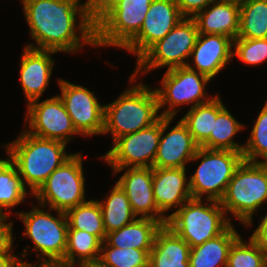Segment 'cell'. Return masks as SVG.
Returning <instances> with one entry per match:
<instances>
[{
  "instance_id": "obj_5",
  "label": "cell",
  "mask_w": 267,
  "mask_h": 267,
  "mask_svg": "<svg viewBox=\"0 0 267 267\" xmlns=\"http://www.w3.org/2000/svg\"><path fill=\"white\" fill-rule=\"evenodd\" d=\"M193 199L168 215L166 226L193 248L222 234L231 224L219 201ZM207 204V205H206Z\"/></svg>"
},
{
  "instance_id": "obj_14",
  "label": "cell",
  "mask_w": 267,
  "mask_h": 267,
  "mask_svg": "<svg viewBox=\"0 0 267 267\" xmlns=\"http://www.w3.org/2000/svg\"><path fill=\"white\" fill-rule=\"evenodd\" d=\"M60 95L76 131L81 136L101 135L104 129V105L94 92L58 78Z\"/></svg>"
},
{
  "instance_id": "obj_3",
  "label": "cell",
  "mask_w": 267,
  "mask_h": 267,
  "mask_svg": "<svg viewBox=\"0 0 267 267\" xmlns=\"http://www.w3.org/2000/svg\"><path fill=\"white\" fill-rule=\"evenodd\" d=\"M155 89L142 82L130 86L110 104L104 105L103 134L110 133L113 142L156 123L162 116Z\"/></svg>"
},
{
  "instance_id": "obj_17",
  "label": "cell",
  "mask_w": 267,
  "mask_h": 267,
  "mask_svg": "<svg viewBox=\"0 0 267 267\" xmlns=\"http://www.w3.org/2000/svg\"><path fill=\"white\" fill-rule=\"evenodd\" d=\"M172 121L173 118L161 117V136L153 168H186L199 148L181 119L166 134Z\"/></svg>"
},
{
  "instance_id": "obj_37",
  "label": "cell",
  "mask_w": 267,
  "mask_h": 267,
  "mask_svg": "<svg viewBox=\"0 0 267 267\" xmlns=\"http://www.w3.org/2000/svg\"><path fill=\"white\" fill-rule=\"evenodd\" d=\"M213 1L215 0H176V3L183 17L193 18Z\"/></svg>"
},
{
  "instance_id": "obj_25",
  "label": "cell",
  "mask_w": 267,
  "mask_h": 267,
  "mask_svg": "<svg viewBox=\"0 0 267 267\" xmlns=\"http://www.w3.org/2000/svg\"><path fill=\"white\" fill-rule=\"evenodd\" d=\"M219 94L212 96L206 103L199 104L189 109L181 118L188 127L194 141L200 146L213 132L214 120L217 114L225 107Z\"/></svg>"
},
{
  "instance_id": "obj_9",
  "label": "cell",
  "mask_w": 267,
  "mask_h": 267,
  "mask_svg": "<svg viewBox=\"0 0 267 267\" xmlns=\"http://www.w3.org/2000/svg\"><path fill=\"white\" fill-rule=\"evenodd\" d=\"M85 191L83 157L79 152L54 170L33 195L39 204L66 212L86 202Z\"/></svg>"
},
{
  "instance_id": "obj_2",
  "label": "cell",
  "mask_w": 267,
  "mask_h": 267,
  "mask_svg": "<svg viewBox=\"0 0 267 267\" xmlns=\"http://www.w3.org/2000/svg\"><path fill=\"white\" fill-rule=\"evenodd\" d=\"M66 145L58 140L33 136L24 130L16 140L3 147L17 167L24 186L29 187L30 195H33L50 174L73 155L66 152Z\"/></svg>"
},
{
  "instance_id": "obj_27",
  "label": "cell",
  "mask_w": 267,
  "mask_h": 267,
  "mask_svg": "<svg viewBox=\"0 0 267 267\" xmlns=\"http://www.w3.org/2000/svg\"><path fill=\"white\" fill-rule=\"evenodd\" d=\"M27 190L15 164L8 156L6 159H0V214L10 215V210L24 203L30 193ZM4 209L9 210L5 212Z\"/></svg>"
},
{
  "instance_id": "obj_41",
  "label": "cell",
  "mask_w": 267,
  "mask_h": 267,
  "mask_svg": "<svg viewBox=\"0 0 267 267\" xmlns=\"http://www.w3.org/2000/svg\"><path fill=\"white\" fill-rule=\"evenodd\" d=\"M22 259L13 253H0V267H18Z\"/></svg>"
},
{
  "instance_id": "obj_20",
  "label": "cell",
  "mask_w": 267,
  "mask_h": 267,
  "mask_svg": "<svg viewBox=\"0 0 267 267\" xmlns=\"http://www.w3.org/2000/svg\"><path fill=\"white\" fill-rule=\"evenodd\" d=\"M152 185L156 205L163 214L178 210L192 198L186 168H153Z\"/></svg>"
},
{
  "instance_id": "obj_31",
  "label": "cell",
  "mask_w": 267,
  "mask_h": 267,
  "mask_svg": "<svg viewBox=\"0 0 267 267\" xmlns=\"http://www.w3.org/2000/svg\"><path fill=\"white\" fill-rule=\"evenodd\" d=\"M102 241L78 229H68L65 259L74 265L99 260Z\"/></svg>"
},
{
  "instance_id": "obj_35",
  "label": "cell",
  "mask_w": 267,
  "mask_h": 267,
  "mask_svg": "<svg viewBox=\"0 0 267 267\" xmlns=\"http://www.w3.org/2000/svg\"><path fill=\"white\" fill-rule=\"evenodd\" d=\"M246 65L256 66L267 61V38L233 40V57Z\"/></svg>"
},
{
  "instance_id": "obj_33",
  "label": "cell",
  "mask_w": 267,
  "mask_h": 267,
  "mask_svg": "<svg viewBox=\"0 0 267 267\" xmlns=\"http://www.w3.org/2000/svg\"><path fill=\"white\" fill-rule=\"evenodd\" d=\"M151 250L115 248L102 242L99 260L108 267H149Z\"/></svg>"
},
{
  "instance_id": "obj_42",
  "label": "cell",
  "mask_w": 267,
  "mask_h": 267,
  "mask_svg": "<svg viewBox=\"0 0 267 267\" xmlns=\"http://www.w3.org/2000/svg\"><path fill=\"white\" fill-rule=\"evenodd\" d=\"M78 267H108V266L104 265L100 260H96L78 264Z\"/></svg>"
},
{
  "instance_id": "obj_34",
  "label": "cell",
  "mask_w": 267,
  "mask_h": 267,
  "mask_svg": "<svg viewBox=\"0 0 267 267\" xmlns=\"http://www.w3.org/2000/svg\"><path fill=\"white\" fill-rule=\"evenodd\" d=\"M267 257L259 245L250 237L245 242L239 236L231 245L226 267H265Z\"/></svg>"
},
{
  "instance_id": "obj_11",
  "label": "cell",
  "mask_w": 267,
  "mask_h": 267,
  "mask_svg": "<svg viewBox=\"0 0 267 267\" xmlns=\"http://www.w3.org/2000/svg\"><path fill=\"white\" fill-rule=\"evenodd\" d=\"M38 207L33 206L29 212L16 213L25 226L23 236L34 243L32 250L38 254L37 258L65 259L68 231L65 212L56 210L57 217H54L49 213L53 211L51 208L47 209L41 204H38Z\"/></svg>"
},
{
  "instance_id": "obj_16",
  "label": "cell",
  "mask_w": 267,
  "mask_h": 267,
  "mask_svg": "<svg viewBox=\"0 0 267 267\" xmlns=\"http://www.w3.org/2000/svg\"><path fill=\"white\" fill-rule=\"evenodd\" d=\"M126 171L116 183L126 193L132 210L138 217L152 218L166 225L168 215H164L157 207L153 193V168L126 167L112 168L113 175Z\"/></svg>"
},
{
  "instance_id": "obj_24",
  "label": "cell",
  "mask_w": 267,
  "mask_h": 267,
  "mask_svg": "<svg viewBox=\"0 0 267 267\" xmlns=\"http://www.w3.org/2000/svg\"><path fill=\"white\" fill-rule=\"evenodd\" d=\"M239 236L232 223L222 234L191 248L190 267H226L229 249Z\"/></svg>"
},
{
  "instance_id": "obj_23",
  "label": "cell",
  "mask_w": 267,
  "mask_h": 267,
  "mask_svg": "<svg viewBox=\"0 0 267 267\" xmlns=\"http://www.w3.org/2000/svg\"><path fill=\"white\" fill-rule=\"evenodd\" d=\"M162 224L155 219L137 217L128 225L106 234L105 243L115 248L151 250Z\"/></svg>"
},
{
  "instance_id": "obj_6",
  "label": "cell",
  "mask_w": 267,
  "mask_h": 267,
  "mask_svg": "<svg viewBox=\"0 0 267 267\" xmlns=\"http://www.w3.org/2000/svg\"><path fill=\"white\" fill-rule=\"evenodd\" d=\"M201 160L194 174L189 176V188L193 199L221 201L228 183L237 167L244 160L242 152L207 149L200 147L191 162Z\"/></svg>"
},
{
  "instance_id": "obj_4",
  "label": "cell",
  "mask_w": 267,
  "mask_h": 267,
  "mask_svg": "<svg viewBox=\"0 0 267 267\" xmlns=\"http://www.w3.org/2000/svg\"><path fill=\"white\" fill-rule=\"evenodd\" d=\"M267 203V163L243 160L228 183L220 201L231 222L232 215L242 225L251 227L254 212Z\"/></svg>"
},
{
  "instance_id": "obj_10",
  "label": "cell",
  "mask_w": 267,
  "mask_h": 267,
  "mask_svg": "<svg viewBox=\"0 0 267 267\" xmlns=\"http://www.w3.org/2000/svg\"><path fill=\"white\" fill-rule=\"evenodd\" d=\"M161 80V88H154L162 117L175 118L182 105L190 108L206 103L212 98L206 92L207 84L212 81L208 76L190 69L188 66L166 70ZM166 106V110L164 109Z\"/></svg>"
},
{
  "instance_id": "obj_38",
  "label": "cell",
  "mask_w": 267,
  "mask_h": 267,
  "mask_svg": "<svg viewBox=\"0 0 267 267\" xmlns=\"http://www.w3.org/2000/svg\"><path fill=\"white\" fill-rule=\"evenodd\" d=\"M261 222L258 227L251 233V237L265 253L267 257V212L266 215L260 217Z\"/></svg>"
},
{
  "instance_id": "obj_36",
  "label": "cell",
  "mask_w": 267,
  "mask_h": 267,
  "mask_svg": "<svg viewBox=\"0 0 267 267\" xmlns=\"http://www.w3.org/2000/svg\"><path fill=\"white\" fill-rule=\"evenodd\" d=\"M8 214L0 215V253H13V243H14V234H13V225L14 223L9 221Z\"/></svg>"
},
{
  "instance_id": "obj_21",
  "label": "cell",
  "mask_w": 267,
  "mask_h": 267,
  "mask_svg": "<svg viewBox=\"0 0 267 267\" xmlns=\"http://www.w3.org/2000/svg\"><path fill=\"white\" fill-rule=\"evenodd\" d=\"M193 19L199 34L223 35L235 40L239 32V0H215Z\"/></svg>"
},
{
  "instance_id": "obj_30",
  "label": "cell",
  "mask_w": 267,
  "mask_h": 267,
  "mask_svg": "<svg viewBox=\"0 0 267 267\" xmlns=\"http://www.w3.org/2000/svg\"><path fill=\"white\" fill-rule=\"evenodd\" d=\"M68 229H78L97 236L105 241L106 231L102 219V212L97 200L91 199L66 212Z\"/></svg>"
},
{
  "instance_id": "obj_22",
  "label": "cell",
  "mask_w": 267,
  "mask_h": 267,
  "mask_svg": "<svg viewBox=\"0 0 267 267\" xmlns=\"http://www.w3.org/2000/svg\"><path fill=\"white\" fill-rule=\"evenodd\" d=\"M190 246L169 227L157 231L149 253V267H190Z\"/></svg>"
},
{
  "instance_id": "obj_15",
  "label": "cell",
  "mask_w": 267,
  "mask_h": 267,
  "mask_svg": "<svg viewBox=\"0 0 267 267\" xmlns=\"http://www.w3.org/2000/svg\"><path fill=\"white\" fill-rule=\"evenodd\" d=\"M184 17L176 0H153L140 32L123 48L137 60L156 42L163 39Z\"/></svg>"
},
{
  "instance_id": "obj_26",
  "label": "cell",
  "mask_w": 267,
  "mask_h": 267,
  "mask_svg": "<svg viewBox=\"0 0 267 267\" xmlns=\"http://www.w3.org/2000/svg\"><path fill=\"white\" fill-rule=\"evenodd\" d=\"M101 201H98L106 234L128 225L137 218L126 193L116 183Z\"/></svg>"
},
{
  "instance_id": "obj_19",
  "label": "cell",
  "mask_w": 267,
  "mask_h": 267,
  "mask_svg": "<svg viewBox=\"0 0 267 267\" xmlns=\"http://www.w3.org/2000/svg\"><path fill=\"white\" fill-rule=\"evenodd\" d=\"M190 58L193 62L187 66L212 80L233 58V39L223 35L198 34Z\"/></svg>"
},
{
  "instance_id": "obj_29",
  "label": "cell",
  "mask_w": 267,
  "mask_h": 267,
  "mask_svg": "<svg viewBox=\"0 0 267 267\" xmlns=\"http://www.w3.org/2000/svg\"><path fill=\"white\" fill-rule=\"evenodd\" d=\"M238 38H267V0H240Z\"/></svg>"
},
{
  "instance_id": "obj_40",
  "label": "cell",
  "mask_w": 267,
  "mask_h": 267,
  "mask_svg": "<svg viewBox=\"0 0 267 267\" xmlns=\"http://www.w3.org/2000/svg\"><path fill=\"white\" fill-rule=\"evenodd\" d=\"M117 0H87L90 17L95 21L107 8Z\"/></svg>"
},
{
  "instance_id": "obj_12",
  "label": "cell",
  "mask_w": 267,
  "mask_h": 267,
  "mask_svg": "<svg viewBox=\"0 0 267 267\" xmlns=\"http://www.w3.org/2000/svg\"><path fill=\"white\" fill-rule=\"evenodd\" d=\"M161 136V118L151 126L117 138L101 156L111 168H153Z\"/></svg>"
},
{
  "instance_id": "obj_18",
  "label": "cell",
  "mask_w": 267,
  "mask_h": 267,
  "mask_svg": "<svg viewBox=\"0 0 267 267\" xmlns=\"http://www.w3.org/2000/svg\"><path fill=\"white\" fill-rule=\"evenodd\" d=\"M20 61V82L27 104L40 99L52 76L55 61L50 50H39L25 46Z\"/></svg>"
},
{
  "instance_id": "obj_8",
  "label": "cell",
  "mask_w": 267,
  "mask_h": 267,
  "mask_svg": "<svg viewBox=\"0 0 267 267\" xmlns=\"http://www.w3.org/2000/svg\"><path fill=\"white\" fill-rule=\"evenodd\" d=\"M153 0H117L95 21V46L123 49L139 32Z\"/></svg>"
},
{
  "instance_id": "obj_32",
  "label": "cell",
  "mask_w": 267,
  "mask_h": 267,
  "mask_svg": "<svg viewBox=\"0 0 267 267\" xmlns=\"http://www.w3.org/2000/svg\"><path fill=\"white\" fill-rule=\"evenodd\" d=\"M243 158L249 162L267 163V103L254 121L250 136L243 148ZM259 158L261 159L259 161Z\"/></svg>"
},
{
  "instance_id": "obj_39",
  "label": "cell",
  "mask_w": 267,
  "mask_h": 267,
  "mask_svg": "<svg viewBox=\"0 0 267 267\" xmlns=\"http://www.w3.org/2000/svg\"><path fill=\"white\" fill-rule=\"evenodd\" d=\"M21 267H75L76 265L70 263L66 259H38L35 263H28L27 261H20Z\"/></svg>"
},
{
  "instance_id": "obj_1",
  "label": "cell",
  "mask_w": 267,
  "mask_h": 267,
  "mask_svg": "<svg viewBox=\"0 0 267 267\" xmlns=\"http://www.w3.org/2000/svg\"><path fill=\"white\" fill-rule=\"evenodd\" d=\"M20 1L30 36L36 43V46L34 43L25 46L68 54L79 52L86 45L95 47V23L89 15L87 1Z\"/></svg>"
},
{
  "instance_id": "obj_13",
  "label": "cell",
  "mask_w": 267,
  "mask_h": 267,
  "mask_svg": "<svg viewBox=\"0 0 267 267\" xmlns=\"http://www.w3.org/2000/svg\"><path fill=\"white\" fill-rule=\"evenodd\" d=\"M25 116L24 126L29 122L25 131L33 136L66 144L75 134L80 136L59 95L51 96L42 102H39V99L29 102Z\"/></svg>"
},
{
  "instance_id": "obj_7",
  "label": "cell",
  "mask_w": 267,
  "mask_h": 267,
  "mask_svg": "<svg viewBox=\"0 0 267 267\" xmlns=\"http://www.w3.org/2000/svg\"><path fill=\"white\" fill-rule=\"evenodd\" d=\"M198 34L195 20L184 17L163 39L152 45L137 60L129 83L137 80L139 73L145 75L157 68L167 67L169 70L187 66Z\"/></svg>"
},
{
  "instance_id": "obj_28",
  "label": "cell",
  "mask_w": 267,
  "mask_h": 267,
  "mask_svg": "<svg viewBox=\"0 0 267 267\" xmlns=\"http://www.w3.org/2000/svg\"><path fill=\"white\" fill-rule=\"evenodd\" d=\"M244 124H241L236 118L224 107L214 120L213 132L200 145L207 149L231 150L242 152L244 144L235 142L233 139L237 133L244 129Z\"/></svg>"
}]
</instances>
